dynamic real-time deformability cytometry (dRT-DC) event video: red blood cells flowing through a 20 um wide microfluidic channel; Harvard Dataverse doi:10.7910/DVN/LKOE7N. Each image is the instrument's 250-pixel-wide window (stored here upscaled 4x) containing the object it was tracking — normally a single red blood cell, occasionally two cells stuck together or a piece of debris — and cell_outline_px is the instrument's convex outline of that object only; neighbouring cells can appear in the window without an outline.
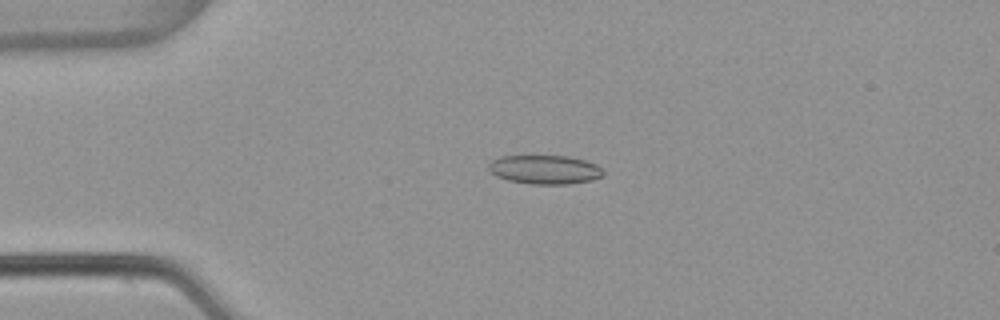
{"species": "common noctule bat (a hibernating species)", "species_latin": "Nyctalus noctula", "temperature_condition": "warm", "stored_images_in_passage": 7, "camera_frame_rate_fps": 3000, "um_per_image_px": 0.085, "animal": {"sex": "female", "body_mass_g": 22.7, "forearm_length_mm": 54.2}, "frame": {"image": 1, "passage_image": 3, "time_ms": 0.667, "image_size_px": [1000, 320], "cell_outline_px": [[604, 176], [592, 180], [568, 184], [532, 184], [508, 180], [496, 176], [488, 168], [488, 164], [492, 160], [500, 156], [568, 156], [584, 160], [596, 164], [604, 172]], "centroid_in_image_um": [46.31, 14.41], "position_along_channel_um": 38.7, "area_um2": 19.31}}
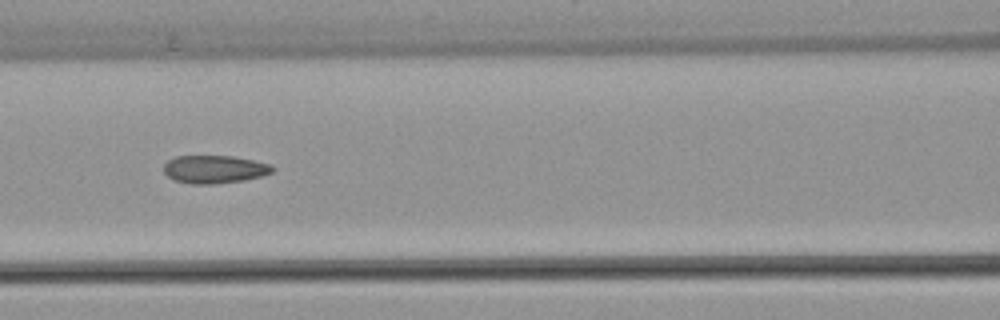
{"frame": {"image": 2, "passage_image": 6, "time_ms": 1.667, "image_size_px": [1000, 320], "cell_outline_px": [[276, 168], [272, 172], [260, 176], [244, 180], [216, 184], [192, 184], [176, 180], [168, 176], [164, 172], [164, 164], [168, 160], [176, 156], [232, 156], [272, 164]], "centroid_in_image_um": [18.24, 14.39], "position_along_channel_um": 148.4, "area_um2": 17.69}}
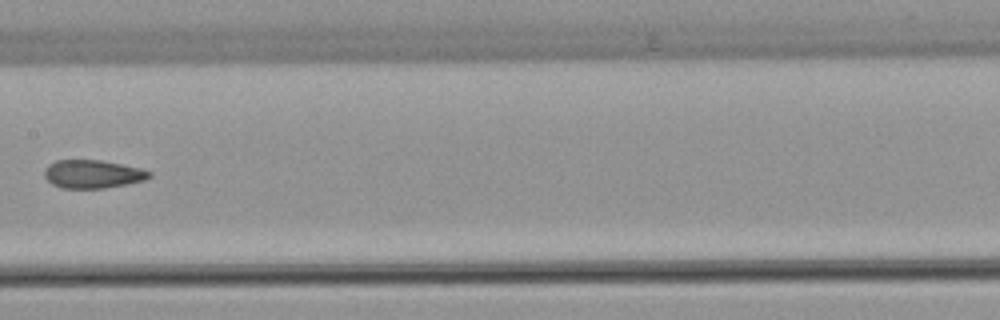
{"frame": {"image": 3, "passage_image": 7, "time_ms": 2.0, "image_size_px": [1000, 320], "cell_outline_px": [[152, 176], [144, 180], [128, 184], [104, 188], [60, 188], [52, 184], [44, 176], [44, 168], [48, 164], [56, 160], [100, 160], [140, 168], [152, 172]], "centroid_in_image_um": [7.86, 14.8], "position_along_channel_um": 199.5, "area_um2": 17.34}}